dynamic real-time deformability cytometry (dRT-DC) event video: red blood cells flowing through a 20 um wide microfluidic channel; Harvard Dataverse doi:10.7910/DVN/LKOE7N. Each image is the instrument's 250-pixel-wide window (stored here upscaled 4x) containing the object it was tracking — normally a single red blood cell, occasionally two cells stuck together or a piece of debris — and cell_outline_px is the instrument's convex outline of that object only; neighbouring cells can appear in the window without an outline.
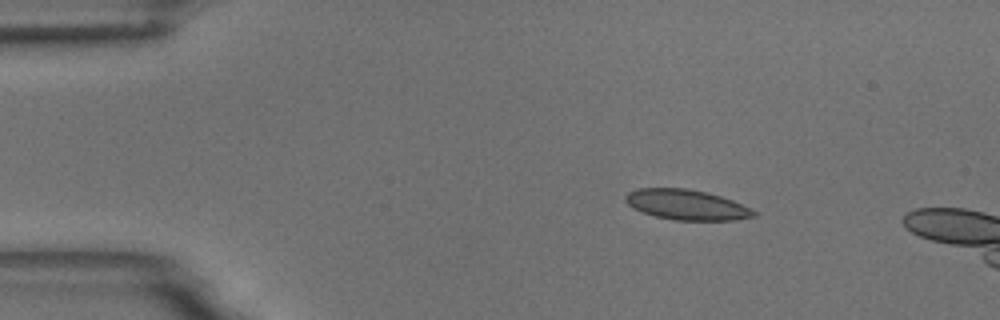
{"species": "common noctule bat (a hibernating species)", "species_latin": "Nyctalus noctula", "temperature_condition": "room temperature", "stored_images_in_passage": 45, "camera_frame_rate_fps": 3000, "um_per_image_px": 0.085, "animal": {"sex": "male", "body_mass_g": 18.8}, "frame": {"image": 1, "passage_image": 1, "time_ms": 0.0, "image_size_px": [1000, 320], "cell_outline_px": [[756, 216], [736, 220], [672, 220], [656, 216], [632, 208], [624, 200], [624, 196], [628, 192], [640, 188], [688, 188], [708, 192], [732, 200], [756, 212]], "centroid_in_image_um": [58.33, 17.4], "position_along_channel_um": 26.7, "area_um2": 22.54}}
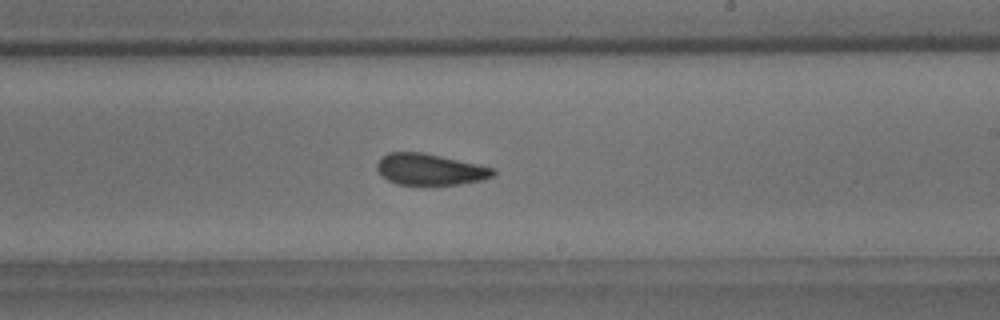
{"frame": {"image": 2, "passage_image": 25, "time_ms": 8.0, "image_size_px": [1000, 320], "cell_outline_px": [[496, 172], [492, 176], [480, 180], [460, 184], [396, 184], [380, 176], [376, 168], [376, 164], [388, 152], [424, 152], [496, 168]], "centroid_in_image_um": [36.53, 14.39], "position_along_channel_um": 252.5, "area_um2": 21.15}}
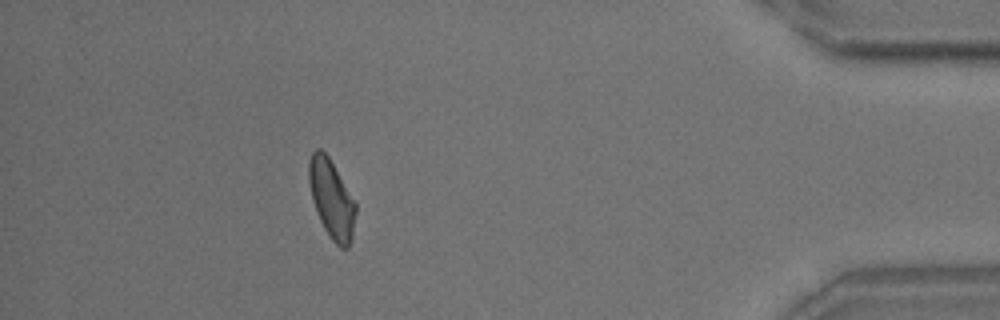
{"frame": {"image": 3, "passage_image": 42, "time_ms": 13.667, "image_size_px": [1000, 320], "cell_outline_px": [[356, 212], [352, 240], [348, 248], [340, 248], [332, 240], [324, 228], [320, 220], [312, 200], [308, 180], [308, 160], [312, 152], [316, 148], [320, 148], [328, 156], [356, 204]], "centroid_in_image_um": [28.17, 16.92], "position_along_channel_um": 407.0, "area_um2": 21.33}}